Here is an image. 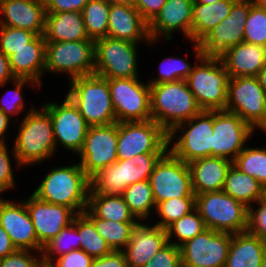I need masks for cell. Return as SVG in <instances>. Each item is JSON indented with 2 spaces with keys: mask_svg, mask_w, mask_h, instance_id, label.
Instances as JSON below:
<instances>
[{
  "mask_svg": "<svg viewBox=\"0 0 266 267\" xmlns=\"http://www.w3.org/2000/svg\"><path fill=\"white\" fill-rule=\"evenodd\" d=\"M110 3L127 5V6H135L136 0H108Z\"/></svg>",
  "mask_w": 266,
  "mask_h": 267,
  "instance_id": "cell-58",
  "label": "cell"
},
{
  "mask_svg": "<svg viewBox=\"0 0 266 267\" xmlns=\"http://www.w3.org/2000/svg\"><path fill=\"white\" fill-rule=\"evenodd\" d=\"M193 0H167L156 17L148 24L150 40L158 41L160 36L170 41L177 30L192 43Z\"/></svg>",
  "mask_w": 266,
  "mask_h": 267,
  "instance_id": "cell-22",
  "label": "cell"
},
{
  "mask_svg": "<svg viewBox=\"0 0 266 267\" xmlns=\"http://www.w3.org/2000/svg\"><path fill=\"white\" fill-rule=\"evenodd\" d=\"M253 0H237L229 16L219 22L199 42L203 56L219 57L244 40L246 19Z\"/></svg>",
  "mask_w": 266,
  "mask_h": 267,
  "instance_id": "cell-16",
  "label": "cell"
},
{
  "mask_svg": "<svg viewBox=\"0 0 266 267\" xmlns=\"http://www.w3.org/2000/svg\"><path fill=\"white\" fill-rule=\"evenodd\" d=\"M118 122L105 126H89L79 163L91 178L99 170L115 163L117 158Z\"/></svg>",
  "mask_w": 266,
  "mask_h": 267,
  "instance_id": "cell-19",
  "label": "cell"
},
{
  "mask_svg": "<svg viewBox=\"0 0 266 267\" xmlns=\"http://www.w3.org/2000/svg\"><path fill=\"white\" fill-rule=\"evenodd\" d=\"M89 191L90 178L80 163H75L51 169L32 194L42 201L64 205L81 214L87 209Z\"/></svg>",
  "mask_w": 266,
  "mask_h": 267,
  "instance_id": "cell-2",
  "label": "cell"
},
{
  "mask_svg": "<svg viewBox=\"0 0 266 267\" xmlns=\"http://www.w3.org/2000/svg\"><path fill=\"white\" fill-rule=\"evenodd\" d=\"M24 115L11 152L18 168L43 163L57 150L50 114L43 107H30Z\"/></svg>",
  "mask_w": 266,
  "mask_h": 267,
  "instance_id": "cell-1",
  "label": "cell"
},
{
  "mask_svg": "<svg viewBox=\"0 0 266 267\" xmlns=\"http://www.w3.org/2000/svg\"><path fill=\"white\" fill-rule=\"evenodd\" d=\"M243 42L266 47V10L259 8L256 4L250 7Z\"/></svg>",
  "mask_w": 266,
  "mask_h": 267,
  "instance_id": "cell-43",
  "label": "cell"
},
{
  "mask_svg": "<svg viewBox=\"0 0 266 267\" xmlns=\"http://www.w3.org/2000/svg\"><path fill=\"white\" fill-rule=\"evenodd\" d=\"M194 45L196 64L186 79L189 89L202 110H225L229 75L219 57L203 56L198 43Z\"/></svg>",
  "mask_w": 266,
  "mask_h": 267,
  "instance_id": "cell-3",
  "label": "cell"
},
{
  "mask_svg": "<svg viewBox=\"0 0 266 267\" xmlns=\"http://www.w3.org/2000/svg\"><path fill=\"white\" fill-rule=\"evenodd\" d=\"M67 96L78 107L89 126L116 123L108 81L96 74L70 80Z\"/></svg>",
  "mask_w": 266,
  "mask_h": 267,
  "instance_id": "cell-5",
  "label": "cell"
},
{
  "mask_svg": "<svg viewBox=\"0 0 266 267\" xmlns=\"http://www.w3.org/2000/svg\"><path fill=\"white\" fill-rule=\"evenodd\" d=\"M212 156L231 162L245 148L255 129L239 115L225 111H213Z\"/></svg>",
  "mask_w": 266,
  "mask_h": 267,
  "instance_id": "cell-15",
  "label": "cell"
},
{
  "mask_svg": "<svg viewBox=\"0 0 266 267\" xmlns=\"http://www.w3.org/2000/svg\"><path fill=\"white\" fill-rule=\"evenodd\" d=\"M225 111L239 115L255 130L266 127V91L257 77L229 78Z\"/></svg>",
  "mask_w": 266,
  "mask_h": 267,
  "instance_id": "cell-10",
  "label": "cell"
},
{
  "mask_svg": "<svg viewBox=\"0 0 266 267\" xmlns=\"http://www.w3.org/2000/svg\"><path fill=\"white\" fill-rule=\"evenodd\" d=\"M45 54L46 41L44 36L37 35L25 47L8 57L15 77L33 80L41 87V77L45 73Z\"/></svg>",
  "mask_w": 266,
  "mask_h": 267,
  "instance_id": "cell-28",
  "label": "cell"
},
{
  "mask_svg": "<svg viewBox=\"0 0 266 267\" xmlns=\"http://www.w3.org/2000/svg\"><path fill=\"white\" fill-rule=\"evenodd\" d=\"M46 13L82 12L89 0H44Z\"/></svg>",
  "mask_w": 266,
  "mask_h": 267,
  "instance_id": "cell-51",
  "label": "cell"
},
{
  "mask_svg": "<svg viewBox=\"0 0 266 267\" xmlns=\"http://www.w3.org/2000/svg\"><path fill=\"white\" fill-rule=\"evenodd\" d=\"M229 78L254 76L266 64V47L241 42L219 56Z\"/></svg>",
  "mask_w": 266,
  "mask_h": 267,
  "instance_id": "cell-26",
  "label": "cell"
},
{
  "mask_svg": "<svg viewBox=\"0 0 266 267\" xmlns=\"http://www.w3.org/2000/svg\"><path fill=\"white\" fill-rule=\"evenodd\" d=\"M237 0H219L211 4L194 3L192 12V42L198 43L219 22L229 16Z\"/></svg>",
  "mask_w": 266,
  "mask_h": 267,
  "instance_id": "cell-31",
  "label": "cell"
},
{
  "mask_svg": "<svg viewBox=\"0 0 266 267\" xmlns=\"http://www.w3.org/2000/svg\"><path fill=\"white\" fill-rule=\"evenodd\" d=\"M15 250L8 233L0 225V259L10 255Z\"/></svg>",
  "mask_w": 266,
  "mask_h": 267,
  "instance_id": "cell-55",
  "label": "cell"
},
{
  "mask_svg": "<svg viewBox=\"0 0 266 267\" xmlns=\"http://www.w3.org/2000/svg\"><path fill=\"white\" fill-rule=\"evenodd\" d=\"M91 267H127L126 257L123 251L113 250L110 254L94 258Z\"/></svg>",
  "mask_w": 266,
  "mask_h": 267,
  "instance_id": "cell-53",
  "label": "cell"
},
{
  "mask_svg": "<svg viewBox=\"0 0 266 267\" xmlns=\"http://www.w3.org/2000/svg\"><path fill=\"white\" fill-rule=\"evenodd\" d=\"M183 58L166 57L161 61L158 68L159 76L150 79L149 84H159L174 82L177 80H186L192 71L193 66Z\"/></svg>",
  "mask_w": 266,
  "mask_h": 267,
  "instance_id": "cell-42",
  "label": "cell"
},
{
  "mask_svg": "<svg viewBox=\"0 0 266 267\" xmlns=\"http://www.w3.org/2000/svg\"><path fill=\"white\" fill-rule=\"evenodd\" d=\"M75 249H81L79 233L76 228V217L69 226L62 229L56 237L43 245L42 263L44 266H49L56 258Z\"/></svg>",
  "mask_w": 266,
  "mask_h": 267,
  "instance_id": "cell-36",
  "label": "cell"
},
{
  "mask_svg": "<svg viewBox=\"0 0 266 267\" xmlns=\"http://www.w3.org/2000/svg\"><path fill=\"white\" fill-rule=\"evenodd\" d=\"M195 208L207 229L231 234L247 231L248 207L223 190L195 195Z\"/></svg>",
  "mask_w": 266,
  "mask_h": 267,
  "instance_id": "cell-7",
  "label": "cell"
},
{
  "mask_svg": "<svg viewBox=\"0 0 266 267\" xmlns=\"http://www.w3.org/2000/svg\"><path fill=\"white\" fill-rule=\"evenodd\" d=\"M95 41L46 42L45 72L67 74L69 80L95 72Z\"/></svg>",
  "mask_w": 266,
  "mask_h": 267,
  "instance_id": "cell-8",
  "label": "cell"
},
{
  "mask_svg": "<svg viewBox=\"0 0 266 267\" xmlns=\"http://www.w3.org/2000/svg\"><path fill=\"white\" fill-rule=\"evenodd\" d=\"M180 267H188V266L181 264Z\"/></svg>",
  "mask_w": 266,
  "mask_h": 267,
  "instance_id": "cell-62",
  "label": "cell"
},
{
  "mask_svg": "<svg viewBox=\"0 0 266 267\" xmlns=\"http://www.w3.org/2000/svg\"><path fill=\"white\" fill-rule=\"evenodd\" d=\"M92 260L84 250L75 249L56 258L48 267H91Z\"/></svg>",
  "mask_w": 266,
  "mask_h": 267,
  "instance_id": "cell-50",
  "label": "cell"
},
{
  "mask_svg": "<svg viewBox=\"0 0 266 267\" xmlns=\"http://www.w3.org/2000/svg\"><path fill=\"white\" fill-rule=\"evenodd\" d=\"M254 205L248 207L247 231L266 240V196Z\"/></svg>",
  "mask_w": 266,
  "mask_h": 267,
  "instance_id": "cell-46",
  "label": "cell"
},
{
  "mask_svg": "<svg viewBox=\"0 0 266 267\" xmlns=\"http://www.w3.org/2000/svg\"><path fill=\"white\" fill-rule=\"evenodd\" d=\"M167 0H136L135 8L143 20L149 24L159 13Z\"/></svg>",
  "mask_w": 266,
  "mask_h": 267,
  "instance_id": "cell-52",
  "label": "cell"
},
{
  "mask_svg": "<svg viewBox=\"0 0 266 267\" xmlns=\"http://www.w3.org/2000/svg\"><path fill=\"white\" fill-rule=\"evenodd\" d=\"M233 165L255 178L266 189V147H245L234 159Z\"/></svg>",
  "mask_w": 266,
  "mask_h": 267,
  "instance_id": "cell-39",
  "label": "cell"
},
{
  "mask_svg": "<svg viewBox=\"0 0 266 267\" xmlns=\"http://www.w3.org/2000/svg\"><path fill=\"white\" fill-rule=\"evenodd\" d=\"M7 144L0 143V193H4L15 187V177L11 165L12 156L10 157Z\"/></svg>",
  "mask_w": 266,
  "mask_h": 267,
  "instance_id": "cell-49",
  "label": "cell"
},
{
  "mask_svg": "<svg viewBox=\"0 0 266 267\" xmlns=\"http://www.w3.org/2000/svg\"><path fill=\"white\" fill-rule=\"evenodd\" d=\"M266 240L249 231L232 234L225 267H261Z\"/></svg>",
  "mask_w": 266,
  "mask_h": 267,
  "instance_id": "cell-29",
  "label": "cell"
},
{
  "mask_svg": "<svg viewBox=\"0 0 266 267\" xmlns=\"http://www.w3.org/2000/svg\"><path fill=\"white\" fill-rule=\"evenodd\" d=\"M23 201L33 222L38 242L42 246L69 226L78 215L67 206L42 201L33 194Z\"/></svg>",
  "mask_w": 266,
  "mask_h": 267,
  "instance_id": "cell-20",
  "label": "cell"
},
{
  "mask_svg": "<svg viewBox=\"0 0 266 267\" xmlns=\"http://www.w3.org/2000/svg\"><path fill=\"white\" fill-rule=\"evenodd\" d=\"M15 79L16 77L9 64V58L0 51V86H5L9 81L12 83Z\"/></svg>",
  "mask_w": 266,
  "mask_h": 267,
  "instance_id": "cell-54",
  "label": "cell"
},
{
  "mask_svg": "<svg viewBox=\"0 0 266 267\" xmlns=\"http://www.w3.org/2000/svg\"><path fill=\"white\" fill-rule=\"evenodd\" d=\"M232 234L206 229L179 246L182 264L188 267H225Z\"/></svg>",
  "mask_w": 266,
  "mask_h": 267,
  "instance_id": "cell-18",
  "label": "cell"
},
{
  "mask_svg": "<svg viewBox=\"0 0 266 267\" xmlns=\"http://www.w3.org/2000/svg\"><path fill=\"white\" fill-rule=\"evenodd\" d=\"M36 36V33L28 30L0 25V51L9 57Z\"/></svg>",
  "mask_w": 266,
  "mask_h": 267,
  "instance_id": "cell-44",
  "label": "cell"
},
{
  "mask_svg": "<svg viewBox=\"0 0 266 267\" xmlns=\"http://www.w3.org/2000/svg\"><path fill=\"white\" fill-rule=\"evenodd\" d=\"M138 43L127 40L100 38L95 41V72L106 79L139 78Z\"/></svg>",
  "mask_w": 266,
  "mask_h": 267,
  "instance_id": "cell-12",
  "label": "cell"
},
{
  "mask_svg": "<svg viewBox=\"0 0 266 267\" xmlns=\"http://www.w3.org/2000/svg\"><path fill=\"white\" fill-rule=\"evenodd\" d=\"M164 154L142 153L132 159H118L90 178L89 193L122 195L129 185L149 180L156 163Z\"/></svg>",
  "mask_w": 266,
  "mask_h": 267,
  "instance_id": "cell-6",
  "label": "cell"
},
{
  "mask_svg": "<svg viewBox=\"0 0 266 267\" xmlns=\"http://www.w3.org/2000/svg\"><path fill=\"white\" fill-rule=\"evenodd\" d=\"M168 243L167 230L156 225L137 222L130 241L122 250L128 267H143Z\"/></svg>",
  "mask_w": 266,
  "mask_h": 267,
  "instance_id": "cell-23",
  "label": "cell"
},
{
  "mask_svg": "<svg viewBox=\"0 0 266 267\" xmlns=\"http://www.w3.org/2000/svg\"><path fill=\"white\" fill-rule=\"evenodd\" d=\"M32 252L34 251L16 249L0 259V267H43L41 252Z\"/></svg>",
  "mask_w": 266,
  "mask_h": 267,
  "instance_id": "cell-47",
  "label": "cell"
},
{
  "mask_svg": "<svg viewBox=\"0 0 266 267\" xmlns=\"http://www.w3.org/2000/svg\"><path fill=\"white\" fill-rule=\"evenodd\" d=\"M13 83L14 89H9V91L7 92L8 96L6 94L7 97L2 96V98L0 99V109L9 117H11L12 115H19V113H21V111L25 109L23 98L24 94L22 93V89L25 87L24 85L29 84L32 87L35 86L36 88L41 89V87L35 81L26 78H16L12 82V84Z\"/></svg>",
  "mask_w": 266,
  "mask_h": 267,
  "instance_id": "cell-45",
  "label": "cell"
},
{
  "mask_svg": "<svg viewBox=\"0 0 266 267\" xmlns=\"http://www.w3.org/2000/svg\"><path fill=\"white\" fill-rule=\"evenodd\" d=\"M0 225L18 250L41 252L34 225L25 202H12L0 197Z\"/></svg>",
  "mask_w": 266,
  "mask_h": 267,
  "instance_id": "cell-21",
  "label": "cell"
},
{
  "mask_svg": "<svg viewBox=\"0 0 266 267\" xmlns=\"http://www.w3.org/2000/svg\"><path fill=\"white\" fill-rule=\"evenodd\" d=\"M169 134L154 120L118 123L117 158L132 159L142 153H166Z\"/></svg>",
  "mask_w": 266,
  "mask_h": 267,
  "instance_id": "cell-11",
  "label": "cell"
},
{
  "mask_svg": "<svg viewBox=\"0 0 266 267\" xmlns=\"http://www.w3.org/2000/svg\"><path fill=\"white\" fill-rule=\"evenodd\" d=\"M195 209V197L171 198L156 206V213L161 218L154 225L167 229L172 223Z\"/></svg>",
  "mask_w": 266,
  "mask_h": 267,
  "instance_id": "cell-41",
  "label": "cell"
},
{
  "mask_svg": "<svg viewBox=\"0 0 266 267\" xmlns=\"http://www.w3.org/2000/svg\"><path fill=\"white\" fill-rule=\"evenodd\" d=\"M0 12V25L28 30L37 35L44 34V0H0Z\"/></svg>",
  "mask_w": 266,
  "mask_h": 267,
  "instance_id": "cell-24",
  "label": "cell"
},
{
  "mask_svg": "<svg viewBox=\"0 0 266 267\" xmlns=\"http://www.w3.org/2000/svg\"><path fill=\"white\" fill-rule=\"evenodd\" d=\"M149 85L151 119L168 134L202 111L186 80Z\"/></svg>",
  "mask_w": 266,
  "mask_h": 267,
  "instance_id": "cell-4",
  "label": "cell"
},
{
  "mask_svg": "<svg viewBox=\"0 0 266 267\" xmlns=\"http://www.w3.org/2000/svg\"><path fill=\"white\" fill-rule=\"evenodd\" d=\"M261 267H266V252L264 253V257L261 263Z\"/></svg>",
  "mask_w": 266,
  "mask_h": 267,
  "instance_id": "cell-61",
  "label": "cell"
},
{
  "mask_svg": "<svg viewBox=\"0 0 266 267\" xmlns=\"http://www.w3.org/2000/svg\"><path fill=\"white\" fill-rule=\"evenodd\" d=\"M42 107L52 119L56 147L60 143L66 151L69 150L72 154L78 155L89 129L78 107L67 95L62 104L45 102Z\"/></svg>",
  "mask_w": 266,
  "mask_h": 267,
  "instance_id": "cell-17",
  "label": "cell"
},
{
  "mask_svg": "<svg viewBox=\"0 0 266 267\" xmlns=\"http://www.w3.org/2000/svg\"><path fill=\"white\" fill-rule=\"evenodd\" d=\"M83 214L94 224L112 250L122 251L130 241L132 228L137 222H116L97 218L88 208Z\"/></svg>",
  "mask_w": 266,
  "mask_h": 267,
  "instance_id": "cell-34",
  "label": "cell"
},
{
  "mask_svg": "<svg viewBox=\"0 0 266 267\" xmlns=\"http://www.w3.org/2000/svg\"><path fill=\"white\" fill-rule=\"evenodd\" d=\"M213 111L202 110L199 114L178 124L169 133L168 149L185 163L212 156ZM182 129V131H180ZM179 134L178 140L175 137ZM175 141V142H174ZM174 142V145L171 143Z\"/></svg>",
  "mask_w": 266,
  "mask_h": 267,
  "instance_id": "cell-9",
  "label": "cell"
},
{
  "mask_svg": "<svg viewBox=\"0 0 266 267\" xmlns=\"http://www.w3.org/2000/svg\"><path fill=\"white\" fill-rule=\"evenodd\" d=\"M87 208L97 217L116 222H138L122 195L89 193Z\"/></svg>",
  "mask_w": 266,
  "mask_h": 267,
  "instance_id": "cell-33",
  "label": "cell"
},
{
  "mask_svg": "<svg viewBox=\"0 0 266 267\" xmlns=\"http://www.w3.org/2000/svg\"><path fill=\"white\" fill-rule=\"evenodd\" d=\"M10 118L7 116L1 109H0V143H5L4 137H6V134L8 133L7 130L9 128L10 124ZM6 133V134H5Z\"/></svg>",
  "mask_w": 266,
  "mask_h": 267,
  "instance_id": "cell-56",
  "label": "cell"
},
{
  "mask_svg": "<svg viewBox=\"0 0 266 267\" xmlns=\"http://www.w3.org/2000/svg\"><path fill=\"white\" fill-rule=\"evenodd\" d=\"M129 211L139 222L151 217V210L156 209L153 190L149 180L138 181L129 185L122 194Z\"/></svg>",
  "mask_w": 266,
  "mask_h": 267,
  "instance_id": "cell-35",
  "label": "cell"
},
{
  "mask_svg": "<svg viewBox=\"0 0 266 267\" xmlns=\"http://www.w3.org/2000/svg\"><path fill=\"white\" fill-rule=\"evenodd\" d=\"M233 162L221 157H205L191 161L188 167L194 194L223 190Z\"/></svg>",
  "mask_w": 266,
  "mask_h": 267,
  "instance_id": "cell-27",
  "label": "cell"
},
{
  "mask_svg": "<svg viewBox=\"0 0 266 267\" xmlns=\"http://www.w3.org/2000/svg\"><path fill=\"white\" fill-rule=\"evenodd\" d=\"M110 2L108 0H89L82 10L85 30L94 41L107 37Z\"/></svg>",
  "mask_w": 266,
  "mask_h": 267,
  "instance_id": "cell-37",
  "label": "cell"
},
{
  "mask_svg": "<svg viewBox=\"0 0 266 267\" xmlns=\"http://www.w3.org/2000/svg\"><path fill=\"white\" fill-rule=\"evenodd\" d=\"M194 3H203V4H211L218 2L219 0H193Z\"/></svg>",
  "mask_w": 266,
  "mask_h": 267,
  "instance_id": "cell-60",
  "label": "cell"
},
{
  "mask_svg": "<svg viewBox=\"0 0 266 267\" xmlns=\"http://www.w3.org/2000/svg\"><path fill=\"white\" fill-rule=\"evenodd\" d=\"M44 39L46 42L80 41L89 39L82 12L46 13Z\"/></svg>",
  "mask_w": 266,
  "mask_h": 267,
  "instance_id": "cell-30",
  "label": "cell"
},
{
  "mask_svg": "<svg viewBox=\"0 0 266 267\" xmlns=\"http://www.w3.org/2000/svg\"><path fill=\"white\" fill-rule=\"evenodd\" d=\"M257 78L259 80L260 85L266 91V64L264 67L259 71Z\"/></svg>",
  "mask_w": 266,
  "mask_h": 267,
  "instance_id": "cell-57",
  "label": "cell"
},
{
  "mask_svg": "<svg viewBox=\"0 0 266 267\" xmlns=\"http://www.w3.org/2000/svg\"><path fill=\"white\" fill-rule=\"evenodd\" d=\"M259 8L266 10V0H253Z\"/></svg>",
  "mask_w": 266,
  "mask_h": 267,
  "instance_id": "cell-59",
  "label": "cell"
},
{
  "mask_svg": "<svg viewBox=\"0 0 266 267\" xmlns=\"http://www.w3.org/2000/svg\"><path fill=\"white\" fill-rule=\"evenodd\" d=\"M180 248L168 242L143 267H180Z\"/></svg>",
  "mask_w": 266,
  "mask_h": 267,
  "instance_id": "cell-48",
  "label": "cell"
},
{
  "mask_svg": "<svg viewBox=\"0 0 266 267\" xmlns=\"http://www.w3.org/2000/svg\"><path fill=\"white\" fill-rule=\"evenodd\" d=\"M107 37L140 43L142 40L152 46L148 24L133 6L110 3Z\"/></svg>",
  "mask_w": 266,
  "mask_h": 267,
  "instance_id": "cell-25",
  "label": "cell"
},
{
  "mask_svg": "<svg viewBox=\"0 0 266 267\" xmlns=\"http://www.w3.org/2000/svg\"><path fill=\"white\" fill-rule=\"evenodd\" d=\"M206 229L207 227L204 223V220L200 216L198 210L195 208L189 214L184 215L166 229L168 242L179 247L184 242L193 239L196 235L203 233ZM172 236L174 238H178V241H173Z\"/></svg>",
  "mask_w": 266,
  "mask_h": 267,
  "instance_id": "cell-40",
  "label": "cell"
},
{
  "mask_svg": "<svg viewBox=\"0 0 266 267\" xmlns=\"http://www.w3.org/2000/svg\"><path fill=\"white\" fill-rule=\"evenodd\" d=\"M76 228L79 233L81 250H84L93 259L113 251L106 240L97 233L94 224L83 213L76 216Z\"/></svg>",
  "mask_w": 266,
  "mask_h": 267,
  "instance_id": "cell-38",
  "label": "cell"
},
{
  "mask_svg": "<svg viewBox=\"0 0 266 267\" xmlns=\"http://www.w3.org/2000/svg\"><path fill=\"white\" fill-rule=\"evenodd\" d=\"M139 80L107 79L118 123L151 120L150 85Z\"/></svg>",
  "mask_w": 266,
  "mask_h": 267,
  "instance_id": "cell-13",
  "label": "cell"
},
{
  "mask_svg": "<svg viewBox=\"0 0 266 267\" xmlns=\"http://www.w3.org/2000/svg\"><path fill=\"white\" fill-rule=\"evenodd\" d=\"M149 181L156 206L171 198L195 197L188 164L169 150L156 163Z\"/></svg>",
  "mask_w": 266,
  "mask_h": 267,
  "instance_id": "cell-14",
  "label": "cell"
},
{
  "mask_svg": "<svg viewBox=\"0 0 266 267\" xmlns=\"http://www.w3.org/2000/svg\"><path fill=\"white\" fill-rule=\"evenodd\" d=\"M223 191L247 207L266 196V189L255 178L241 172L233 164L228 170Z\"/></svg>",
  "mask_w": 266,
  "mask_h": 267,
  "instance_id": "cell-32",
  "label": "cell"
}]
</instances>
